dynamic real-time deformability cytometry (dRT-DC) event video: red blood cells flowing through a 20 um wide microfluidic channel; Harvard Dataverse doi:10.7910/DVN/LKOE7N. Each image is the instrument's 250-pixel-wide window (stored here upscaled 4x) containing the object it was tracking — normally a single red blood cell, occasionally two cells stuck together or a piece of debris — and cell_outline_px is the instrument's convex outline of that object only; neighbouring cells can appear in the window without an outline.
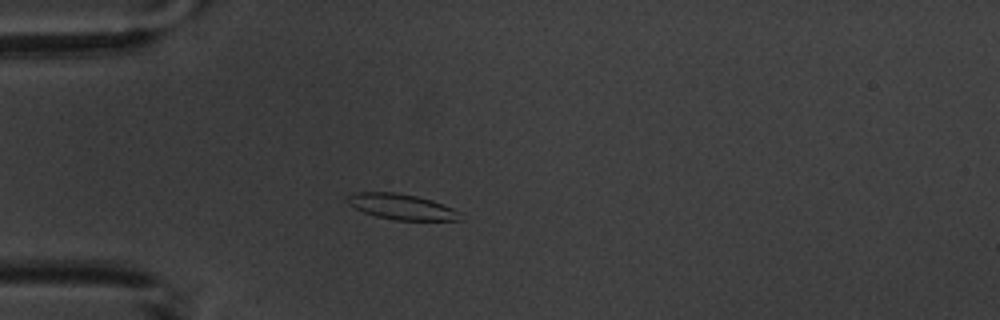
{"species": "common noctule bat (a hibernating species)", "species_latin": "Nyctalus noctula", "temperature_condition": "warm", "stored_images_in_passage": 4, "camera_frame_rate_fps": 3000, "um_per_image_px": 0.085, "animal": {"sex": "male", "body_mass_g": 20.1, "forearm_length_mm": 53.5}, "frame": {"image": 1, "passage_image": 4, "time_ms": 3.333, "image_size_px": [1000, 320], "cell_outline_px": [[464, 220], [396, 220], [376, 216], [364, 212], [348, 204], [348, 196], [352, 192], [396, 192], [416, 196], [432, 200], [444, 204], [464, 212]], "centroid_in_image_um": [34.23, 17.58], "position_along_channel_um": 50.8, "area_um2": 17.05}}